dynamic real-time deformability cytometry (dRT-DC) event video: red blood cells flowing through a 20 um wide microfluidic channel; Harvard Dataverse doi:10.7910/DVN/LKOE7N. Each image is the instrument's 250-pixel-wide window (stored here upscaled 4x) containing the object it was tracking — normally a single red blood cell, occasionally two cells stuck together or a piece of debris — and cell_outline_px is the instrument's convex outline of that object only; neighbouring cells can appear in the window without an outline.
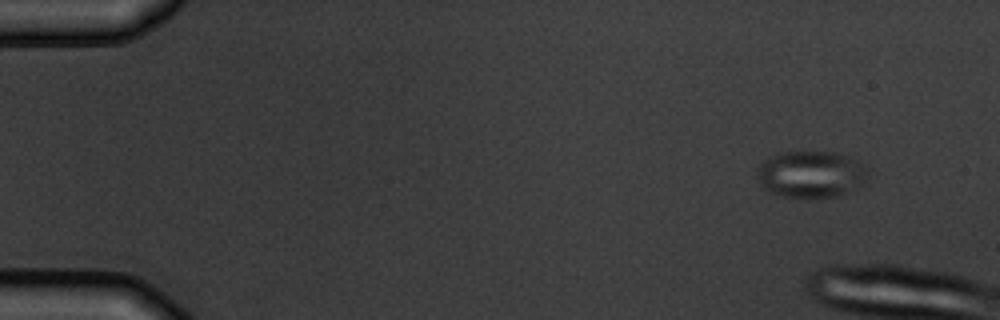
{"species": "common noctule bat (a hibernating species)", "species_latin": "Nyctalus noctula", "temperature_condition": "warm", "stored_images_in_passage": 4, "camera_frame_rate_fps": 3000, "um_per_image_px": 0.085, "animal": {"sex": "male", "body_mass_g": 19.5, "forearm_length_mm": 54.6}, "frame": {"image": 1, "passage_image": 1, "time_ms": 0.0, "image_size_px": [1000, 320], "cell_outline_px": [[868, 176], [860, 184], [848, 192], [840, 196], [784, 196], [772, 192], [764, 188], [760, 184], [756, 176], [756, 168], [764, 160], [780, 152], [836, 152], [848, 156], [856, 160], [868, 168]], "centroid_in_image_um": [68.91, 14.78], "position_along_channel_um": 16.1, "area_um2": 29.88}}